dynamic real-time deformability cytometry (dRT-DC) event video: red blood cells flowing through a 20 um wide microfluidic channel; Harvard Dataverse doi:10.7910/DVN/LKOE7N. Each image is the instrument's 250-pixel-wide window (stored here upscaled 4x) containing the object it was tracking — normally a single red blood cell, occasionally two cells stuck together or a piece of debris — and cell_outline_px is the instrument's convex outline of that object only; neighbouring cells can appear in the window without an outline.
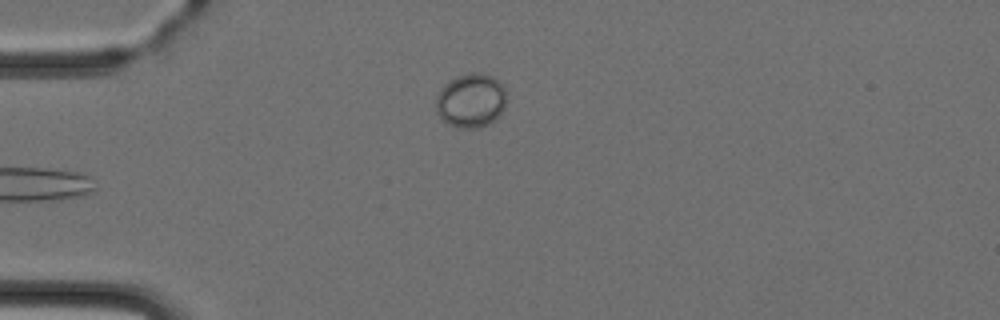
{"species": "Egyptian fruit bat (a non-hibernating species)", "species_latin": "Rousettus aegyptiacus", "temperature_condition": "cold", "stored_images_in_passage": 2, "camera_frame_rate_fps": 3000, "um_per_image_px": 0.085, "animal": {"sex": "female"}, "frame": {"image": 1, "passage_image": 2, "time_ms": 1.333, "image_size_px": [1000, 320], "cell_outline_px": [[504, 108], [496, 120], [480, 128], [456, 128], [448, 124], [436, 112], [436, 96], [440, 88], [448, 80], [456, 76], [472, 72], [484, 72], [492, 76], [504, 88]], "centroid_in_image_um": [39.99, 8.54], "position_along_channel_um": 45.0, "area_um2": 22.43}}